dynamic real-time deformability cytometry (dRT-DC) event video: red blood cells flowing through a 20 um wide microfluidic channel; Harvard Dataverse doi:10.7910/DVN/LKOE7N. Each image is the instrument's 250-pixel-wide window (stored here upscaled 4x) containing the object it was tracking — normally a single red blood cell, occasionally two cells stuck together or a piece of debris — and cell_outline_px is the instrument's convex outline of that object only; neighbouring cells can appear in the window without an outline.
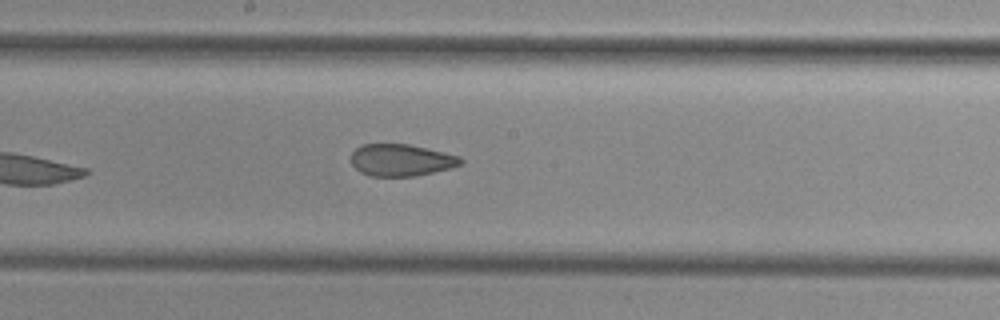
{"species": "common noctule bat (a hibernating species)", "species_latin": "Nyctalus noctula", "temperature_condition": "cold", "stored_images_in_passage": 9, "camera_frame_rate_fps": 3000, "um_per_image_px": 0.085, "animal": {"sex": "female", "body_mass_g": 29.2, "forearm_length_mm": 56.3}, "frame": {"image": 1, "passage_image": 9, "time_ms": 9.333, "image_size_px": [1000, 320], "cell_outline_px": [[464, 164], [452, 168], [416, 176], [368, 176], [360, 172], [352, 164], [352, 152], [360, 144], [408, 144], [444, 152], [460, 156], [464, 160]], "centroid_in_image_um": [34.13, 13.61], "position_along_channel_um": 214.1, "area_um2": 20.58}}